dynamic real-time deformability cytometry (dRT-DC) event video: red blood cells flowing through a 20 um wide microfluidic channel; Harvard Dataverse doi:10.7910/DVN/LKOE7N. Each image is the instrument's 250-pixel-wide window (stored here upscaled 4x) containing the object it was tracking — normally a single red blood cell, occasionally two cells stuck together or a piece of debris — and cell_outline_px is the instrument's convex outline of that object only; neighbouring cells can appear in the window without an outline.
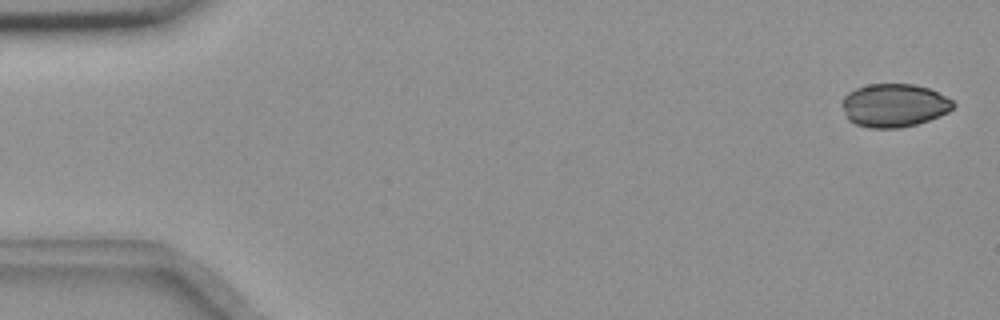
{"species": "common noctule bat (a hibernating species)", "species_latin": "Nyctalus noctula", "temperature_condition": "room temperature", "stored_images_in_passage": 56, "camera_frame_rate_fps": 3000, "um_per_image_px": 0.085, "animal": {"sex": "female", "body_mass_g": 18.4}, "frame": {"image": 1, "passage_image": 2, "time_ms": 0.333, "image_size_px": [1000, 320], "cell_outline_px": [[956, 104], [948, 112], [940, 116], [916, 124], [900, 128], [868, 128], [856, 124], [848, 120], [840, 104], [844, 96], [848, 92], [856, 88], [868, 84], [912, 84], [928, 88], [952, 100]], "centroid_in_image_um": [75.96, 8.96], "position_along_channel_um": 9.0, "area_um2": 28.09}}
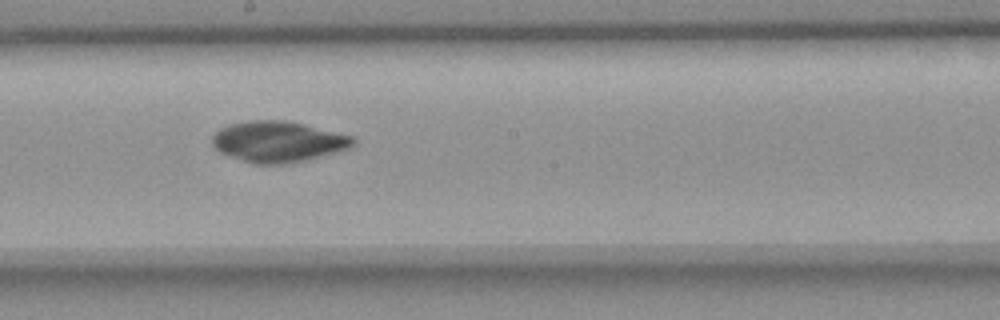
{"frame": {"image": 2, "passage_image": 31, "time_ms": 10.0, "image_size_px": [1000, 320], "cell_outline_px": [[356, 144], [348, 148], [304, 160], [284, 164], [252, 164], [220, 152], [212, 144], [212, 136], [220, 128], [228, 124], [248, 120], [288, 120], [352, 136], [356, 140]], "centroid_in_image_um": [23.6, 12.03], "position_along_channel_um": 224.6, "area_um2": 33.41}}
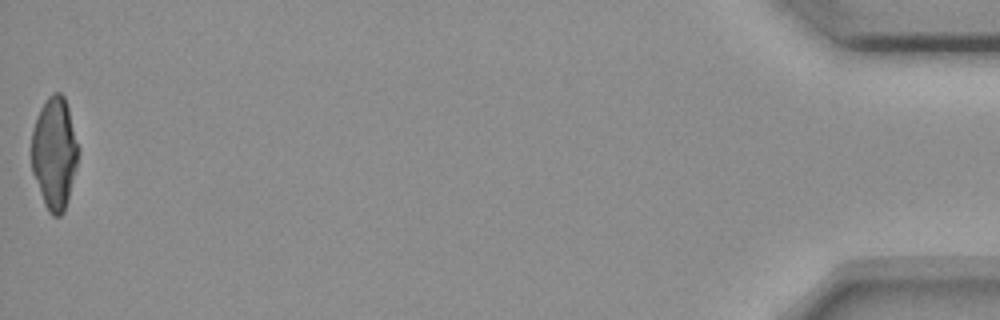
{"frame": {"image": 3, "passage_image": 56, "time_ms": 18.333, "image_size_px": [1000, 320], "cell_outline_px": [[80, 148], [76, 168], [68, 200], [64, 212], [60, 216], [52, 216], [48, 212], [44, 204], [32, 172], [32, 128], [36, 116], [40, 108], [48, 96], [52, 92], [60, 92], [64, 96], [68, 108]], "centroid_in_image_um": [4.63, 13.01], "position_along_channel_um": 430.6, "area_um2": 30.87}}